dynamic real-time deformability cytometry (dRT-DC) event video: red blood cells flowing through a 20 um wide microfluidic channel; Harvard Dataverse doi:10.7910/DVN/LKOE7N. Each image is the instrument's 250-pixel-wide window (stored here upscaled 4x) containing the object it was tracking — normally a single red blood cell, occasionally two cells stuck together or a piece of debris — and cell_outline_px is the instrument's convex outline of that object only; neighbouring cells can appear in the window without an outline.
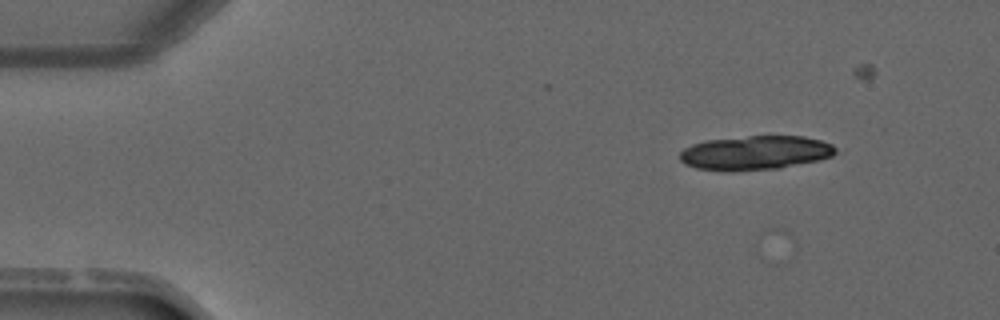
{"species": "common noctule bat (a hibernating species)", "species_latin": "Nyctalus noctula", "temperature_condition": "warm", "stored_images_in_passage": 2, "camera_frame_rate_fps": 3000, "um_per_image_px": 0.085, "animal": {"sex": "male", "forearm_length_mm": 52.5}, "frame": {"image": 1, "passage_image": 1, "time_ms": 0.0, "image_size_px": [1000, 320], "cell_outline_px": [[836, 152], [832, 156], [820, 160], [780, 168], [732, 172], [728, 172], [696, 168], [684, 164], [680, 160], [680, 152], [684, 148], [692, 144], [704, 140], [748, 136], [804, 136], [820, 140], [832, 144], [836, 148]], "centroid_in_image_um": [64.18, 13.0], "position_along_channel_um": 20.8, "area_um2": 31.39}}